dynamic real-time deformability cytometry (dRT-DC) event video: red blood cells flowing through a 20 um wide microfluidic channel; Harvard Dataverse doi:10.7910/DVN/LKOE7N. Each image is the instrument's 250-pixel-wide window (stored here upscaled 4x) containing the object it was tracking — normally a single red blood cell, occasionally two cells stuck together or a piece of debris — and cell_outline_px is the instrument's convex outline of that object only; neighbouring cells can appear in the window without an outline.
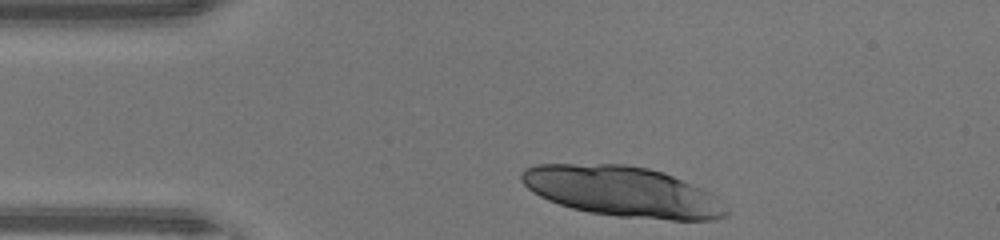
{"species": "human", "species_latin": "Homo sapiens", "temperature_condition": "warm", "stored_images_in_passage": 30, "camera_frame_rate_fps": 3000, "um_per_image_px": 0.085, "donor": {"sex": "male"}, "frame": {"image": 1, "passage_image": 1, "time_ms": 0.0, "image_size_px": [1000, 240], "cell_outline_px": [[728, 216], [716, 220], [672, 220], [616, 216], [588, 212], [572, 208], [548, 200], [532, 192], [520, 180], [520, 176], [524, 168], [536, 164], [624, 164], [648, 168], [664, 172], [692, 184], [708, 192], [728, 212]], "centroid_in_image_um": [52.87, 16.28], "position_along_channel_um": 32.1, "area_um2": 59.77}}